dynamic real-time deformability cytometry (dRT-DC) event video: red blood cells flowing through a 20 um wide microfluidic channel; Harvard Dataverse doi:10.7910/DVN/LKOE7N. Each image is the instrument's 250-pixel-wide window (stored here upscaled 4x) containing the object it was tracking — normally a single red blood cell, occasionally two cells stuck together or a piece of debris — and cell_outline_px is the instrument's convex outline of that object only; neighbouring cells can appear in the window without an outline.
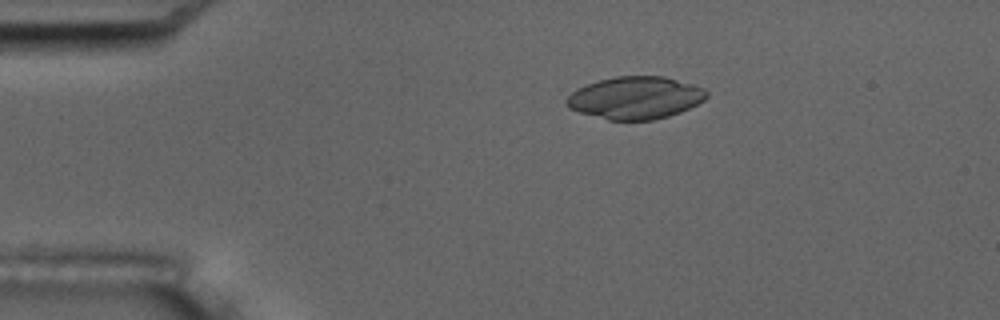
{"species": "common noctule bat (a hibernating species)", "species_latin": "Nyctalus noctula", "temperature_condition": "room temperature", "stored_images_in_passage": 7, "camera_frame_rate_fps": 3000, "um_per_image_px": 0.085, "animal": {"sex": "male", "body_mass_g": 17.5, "forearm_length_mm": 52.3}, "frame": {"image": 1, "passage_image": 4, "time_ms": 3.333, "image_size_px": [1000, 320], "cell_outline_px": [[708, 96], [704, 100], [680, 112], [668, 116], [652, 120], [608, 120], [580, 112], [568, 108], [564, 104], [564, 100], [576, 88], [600, 80], [616, 76], [664, 76], [704, 88], [708, 92]], "centroid_in_image_um": [53.98, 8.31], "position_along_channel_um": 31.0, "area_um2": 34.56}}